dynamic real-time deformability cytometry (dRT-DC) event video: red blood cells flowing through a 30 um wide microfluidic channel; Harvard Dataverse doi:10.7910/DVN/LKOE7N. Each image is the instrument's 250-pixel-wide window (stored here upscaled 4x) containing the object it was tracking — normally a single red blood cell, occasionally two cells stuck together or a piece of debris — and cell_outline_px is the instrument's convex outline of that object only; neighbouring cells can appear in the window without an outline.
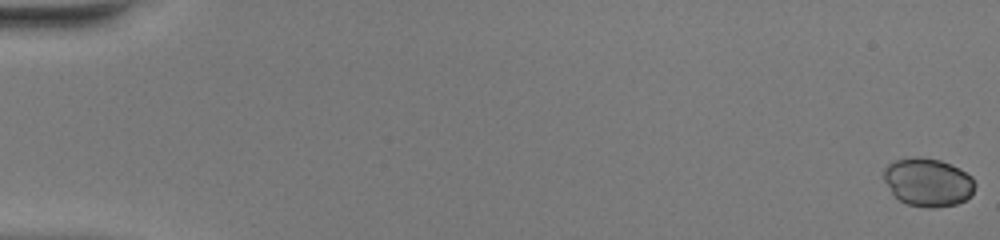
{"species": "common noctule bat (a hibernating species)", "species_latin": "Nyctalus noctula", "temperature_condition": "warm", "stored_images_in_passage": 52, "camera_frame_rate_fps": 3000, "um_per_image_px": 0.085, "animal": {"sex": "female", "body_mass_g": 20.0, "forearm_length_mm": 54.0}, "frame": {"image": 1, "passage_image": 1, "time_ms": 0.0, "image_size_px": [1000, 240], "cell_outline_px": [[976, 184], [972, 196], [956, 204], [932, 208], [928, 208], [908, 204], [900, 200], [892, 192], [884, 180], [884, 168], [888, 164], [896, 160], [916, 156], [940, 160], [952, 164], [960, 168], [972, 176]], "centroid_in_image_um": [78.91, 15.48], "position_along_channel_um": 6.1, "area_um2": 25.72}}
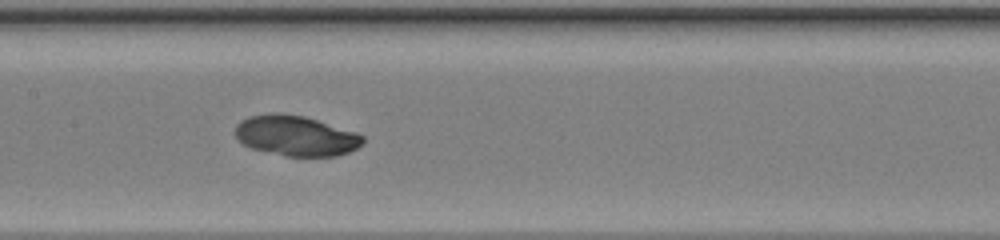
{"frame": {"image": 2, "passage_image": 27, "time_ms": 8.667, "image_size_px": [1000, 240], "cell_outline_px": [[364, 144], [348, 152], [336, 156], [288, 156], [252, 148], [244, 144], [236, 136], [236, 124], [240, 120], [248, 116], [272, 112], [280, 112], [304, 116], [356, 132], [364, 136]], "centroid_in_image_um": [25.16, 11.52], "position_along_channel_um": 182.2, "area_um2": 29.94}}
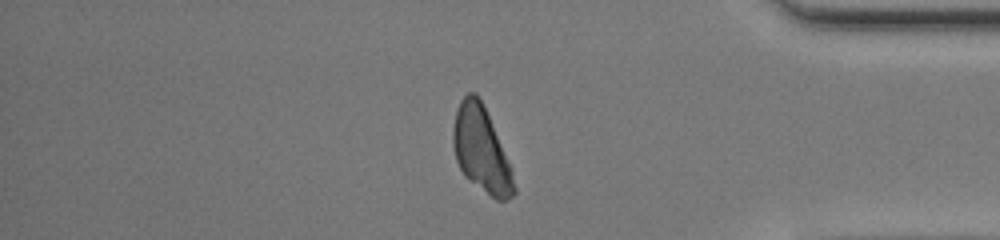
{"frame": {"image": 3, "passage_image": 44, "time_ms": 14.333, "image_size_px": [1000, 240], "cell_outline_px": [[516, 192], [508, 200], [496, 200], [468, 180], [464, 176], [456, 160], [452, 144], [452, 132], [456, 108], [460, 100], [468, 92], [476, 92], [488, 116], [512, 172], [516, 188]], "centroid_in_image_um": [40.86, 12.74], "position_along_channel_um": 394.3, "area_um2": 29.82}}